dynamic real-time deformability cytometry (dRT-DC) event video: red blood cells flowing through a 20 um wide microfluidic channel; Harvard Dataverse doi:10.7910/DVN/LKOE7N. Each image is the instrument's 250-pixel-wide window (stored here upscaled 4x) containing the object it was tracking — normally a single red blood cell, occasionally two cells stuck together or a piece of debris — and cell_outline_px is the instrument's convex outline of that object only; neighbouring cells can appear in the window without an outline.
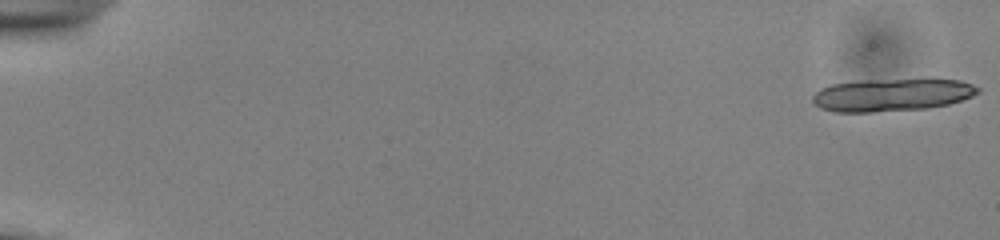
{"species": "common noctule bat (a hibernating species)", "species_latin": "Nyctalus noctula", "temperature_condition": "cold", "stored_images_in_passage": 20, "camera_frame_rate_fps": 3000, "um_per_image_px": 0.085, "animal": {"sex": "male", "body_mass_g": 13.0, "forearm_length_mm": 53.1}, "frame": {"image": 1, "passage_image": 1, "time_ms": 0.0, "image_size_px": [1000, 240], "cell_outline_px": [[980, 92], [972, 96], [948, 104], [928, 108], [872, 112], [832, 112], [820, 108], [812, 100], [812, 96], [820, 88], [832, 84], [860, 80], [960, 80], [972, 84], [980, 88]], "centroid_in_image_um": [75.77, 8.07], "position_along_channel_um": 9.2, "area_um2": 31.27}}